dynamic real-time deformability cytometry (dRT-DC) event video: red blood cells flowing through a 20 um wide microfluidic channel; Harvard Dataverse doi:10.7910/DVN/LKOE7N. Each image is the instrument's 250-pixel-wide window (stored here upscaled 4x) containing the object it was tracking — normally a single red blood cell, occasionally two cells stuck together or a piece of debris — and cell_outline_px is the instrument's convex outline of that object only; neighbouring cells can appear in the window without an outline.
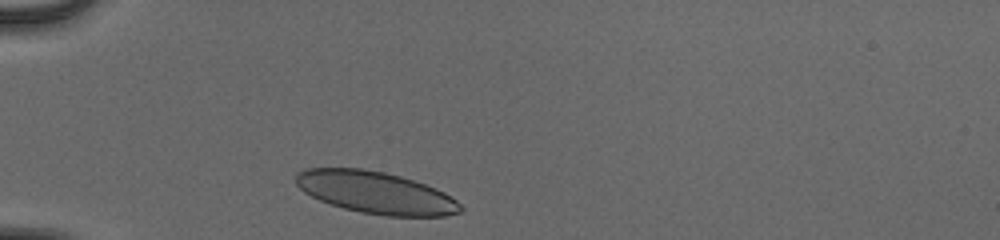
{"species": "human", "species_latin": "Homo sapiens", "temperature_condition": "cold", "stored_images_in_passage": 31, "camera_frame_rate_fps": 3000, "um_per_image_px": 0.085, "donor": {"sex": "male"}, "frame": {"image": 1, "passage_image": 2, "time_ms": 0.333, "image_size_px": [1000, 240], "cell_outline_px": [[464, 208], [460, 212], [444, 216], [384, 216], [360, 212], [344, 208], [320, 200], [304, 192], [296, 184], [296, 172], [304, 168], [364, 168], [384, 172], [400, 176], [436, 188], [444, 192], [456, 200]], "centroid_in_image_um": [31.93, 16.36], "position_along_channel_um": 53.1, "area_um2": 40.29}}
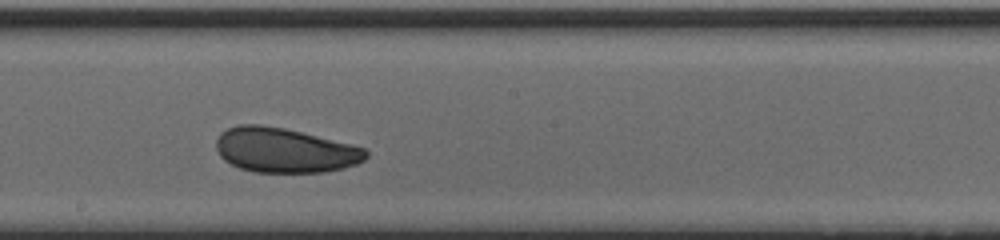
{"frame": {"image": 2, "passage_image": 17, "time_ms": 5.333, "image_size_px": [1000, 240], "cell_outline_px": [[368, 156], [364, 160], [356, 164], [344, 168], [324, 172], [256, 172], [240, 168], [224, 160], [220, 156], [216, 148], [216, 140], [220, 132], [228, 128], [240, 124], [260, 124], [284, 128], [352, 144], [364, 148], [368, 152]], "centroid_in_image_um": [24.19, 12.77], "position_along_channel_um": 224.0, "area_um2": 39.02}}
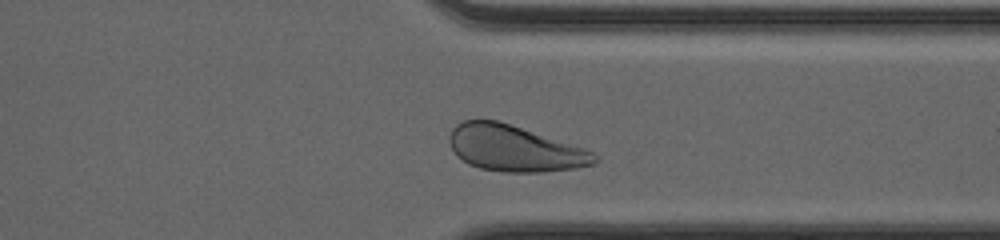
{"frame": {"image": 3, "passage_image": 28, "time_ms": 9.0, "image_size_px": [1000, 240], "cell_outline_px": [[600, 160], [596, 164], [576, 168], [540, 172], [504, 172], [480, 168], [468, 164], [456, 156], [448, 140], [448, 136], [452, 128], [456, 124], [464, 120], [496, 120], [592, 152]], "centroid_in_image_um": [43.66, 12.64], "position_along_channel_um": 367.7, "area_um2": 38.32}, "authors_computed_cell_mechanics": {"area_um2": 39.4774, "velocity_mm_per_s": 3.8845, "shape_relaxation_time_tau1_ms": 3.473, "shape_relaxation_time_tau2_ms": 1.7064, "deformation_change_tau1": 0.0903, "deformation_change_tau2": 0.0644}}